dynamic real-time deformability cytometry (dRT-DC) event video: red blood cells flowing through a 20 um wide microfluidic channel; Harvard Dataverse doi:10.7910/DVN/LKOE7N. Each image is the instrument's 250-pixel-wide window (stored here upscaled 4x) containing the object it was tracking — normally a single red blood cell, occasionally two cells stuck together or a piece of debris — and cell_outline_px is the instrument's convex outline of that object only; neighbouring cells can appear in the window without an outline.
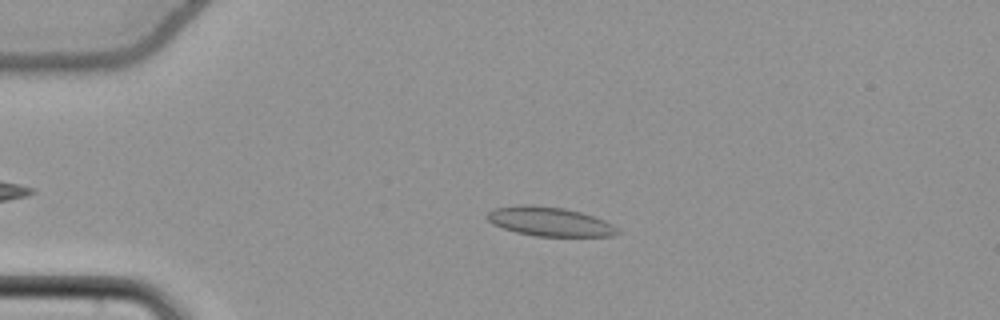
{"species": "common noctule bat (a hibernating species)", "species_latin": "Nyctalus noctula", "temperature_condition": "cold", "stored_images_in_passage": 55, "camera_frame_rate_fps": 3000, "um_per_image_px": 0.085, "animal": {"sex": "female", "body_mass_g": 22.7, "forearm_length_mm": 54.2}, "frame": {"image": 1, "passage_image": 13, "time_ms": 4.0, "image_size_px": [1000, 320], "cell_outline_px": [[620, 232], [612, 236], [536, 236], [516, 232], [492, 224], [484, 216], [492, 208], [516, 204], [532, 204], [564, 208], [580, 212], [604, 220], [612, 224]], "centroid_in_image_um": [46.65, 18.81], "position_along_channel_um": 38.4, "area_um2": 22.25}}
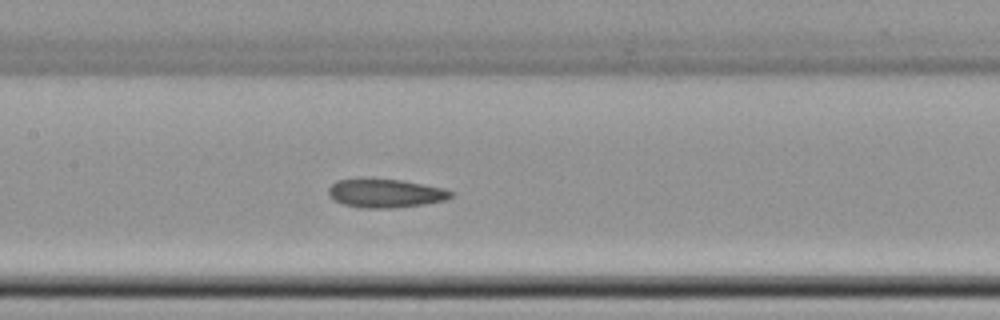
{"frame": {"image": 2, "passage_image": 27, "time_ms": 8.667, "image_size_px": [1000, 320], "cell_outline_px": [[456, 192], [452, 196], [444, 200], [424, 204], [392, 208], [360, 208], [344, 204], [328, 196], [328, 188], [336, 180], [360, 176], [400, 180], [444, 188]], "centroid_in_image_um": [32.71, 16.39], "position_along_channel_um": 174.7, "area_um2": 20.98}}
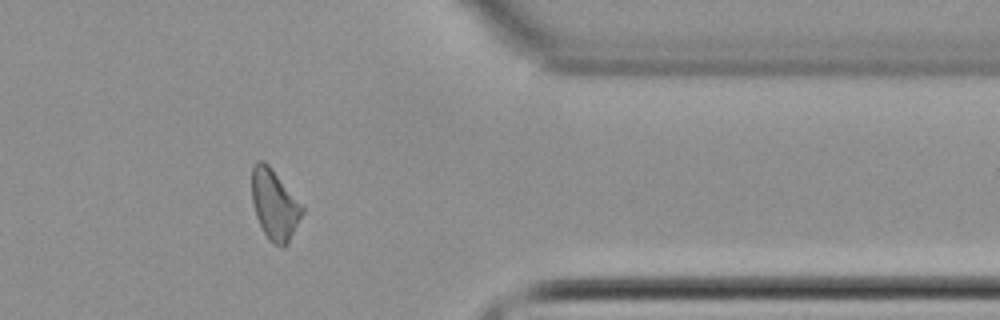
{"frame": {"image": 3, "passage_image": 45, "time_ms": 14.667, "image_size_px": [1000, 320], "cell_outline_px": [[304, 212], [288, 244], [284, 248], [272, 244], [268, 240], [256, 216], [252, 200], [252, 168], [256, 160], [264, 160], [272, 168], [304, 208]], "centroid_in_image_um": [23.33, 17.41], "position_along_channel_um": 388.1, "area_um2": 20.63}, "authors_computed_cell_mechanics": {"area_um2": 20.9814, "velocity_mm_per_s": 3.8108, "shape_relaxation_time_tau1_ms": null, "shape_relaxation_time_tau2_ms": 6.4046, "deformation_change_tau1": null, "deformation_change_tau2": 0.107}}